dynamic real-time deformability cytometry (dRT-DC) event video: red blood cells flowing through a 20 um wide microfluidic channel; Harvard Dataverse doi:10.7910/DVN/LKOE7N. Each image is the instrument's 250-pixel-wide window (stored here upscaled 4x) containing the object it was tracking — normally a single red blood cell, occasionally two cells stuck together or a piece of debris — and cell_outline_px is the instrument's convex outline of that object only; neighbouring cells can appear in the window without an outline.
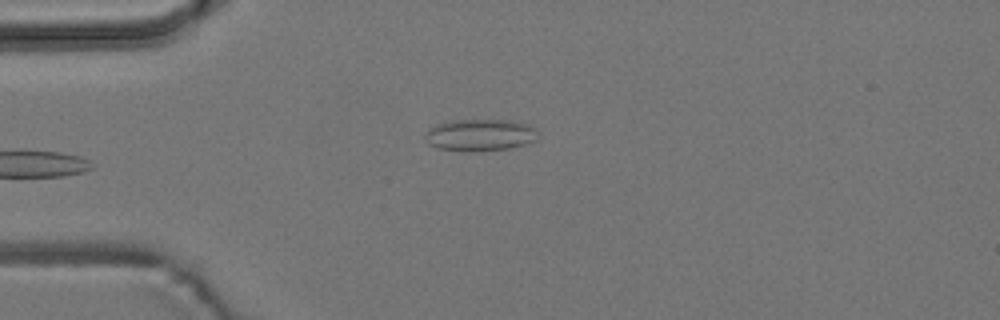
{"species": "common noctule bat (a hibernating species)", "species_latin": "Nyctalus noctula", "temperature_condition": "room temperature", "stored_images_in_passage": 4, "camera_frame_rate_fps": 3000, "um_per_image_px": 0.085, "animal": {"sex": "male", "body_mass_g": 19.2, "forearm_length_mm": 51.8}, "frame": {"image": 1, "passage_image": 4, "time_ms": 4.333, "image_size_px": [1000, 320], "cell_outline_px": [[536, 140], [524, 144], [508, 148], [472, 152], [436, 148], [428, 144], [424, 140], [424, 136], [428, 128], [436, 124], [452, 120], [512, 120], [528, 124], [536, 128]], "centroid_in_image_um": [40.75, 11.47], "position_along_channel_um": 44.2, "area_um2": 21.15}}